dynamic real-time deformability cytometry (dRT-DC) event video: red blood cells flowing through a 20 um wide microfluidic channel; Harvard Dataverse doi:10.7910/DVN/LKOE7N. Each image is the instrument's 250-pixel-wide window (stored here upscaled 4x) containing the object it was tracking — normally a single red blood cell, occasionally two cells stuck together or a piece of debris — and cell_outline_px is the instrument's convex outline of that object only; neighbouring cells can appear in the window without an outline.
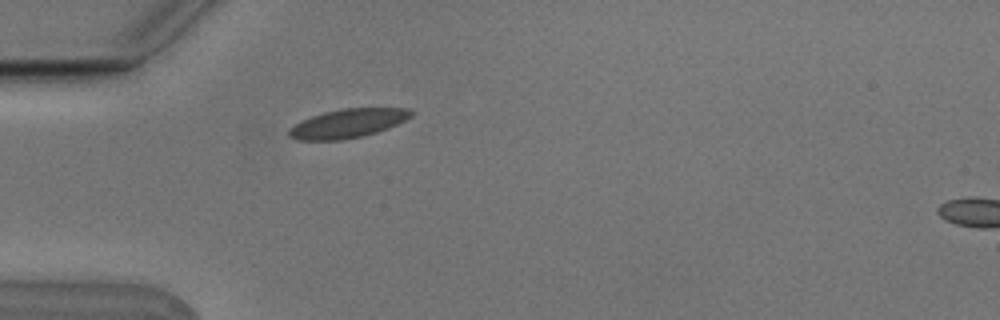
{"species": "Egyptian fruit bat (a non-hibernating species)", "species_latin": "Rousettus aegyptiacus", "temperature_condition": "cold", "stored_images_in_passage": 2, "segment_of_instrument_passage": [1, 2], "camera_frame_rate_fps": 3000, "um_per_image_px": 0.085, "animal": {"sex": "male"}, "frame": {"image": 1, "passage_image": 1, "time_ms": 0.0, "image_size_px": [1000, 320], "cell_outline_px": [[412, 116], [388, 128], [364, 136], [340, 140], [296, 140], [288, 136], [288, 128], [300, 120], [324, 112], [340, 108], [412, 108]], "centroid_in_image_um": [29.52, 10.49], "position_along_channel_um": 55.5, "area_um2": 20.69}}